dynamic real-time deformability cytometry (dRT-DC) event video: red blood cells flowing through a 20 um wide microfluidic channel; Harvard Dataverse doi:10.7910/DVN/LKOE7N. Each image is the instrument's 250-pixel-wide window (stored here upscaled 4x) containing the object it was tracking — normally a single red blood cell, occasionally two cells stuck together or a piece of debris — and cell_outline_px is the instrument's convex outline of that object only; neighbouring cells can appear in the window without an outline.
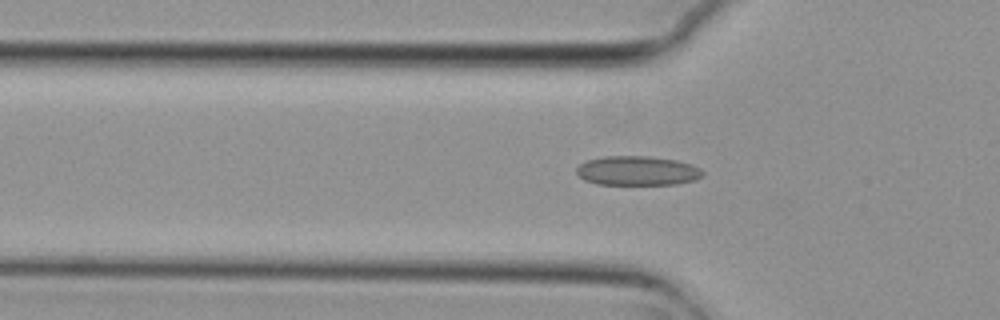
{"species": "common noctule bat (a hibernating species)", "species_latin": "Nyctalus noctula", "temperature_condition": "cold", "stored_images_in_passage": 48, "camera_frame_rate_fps": 3000, "um_per_image_px": 0.085, "animal": {"sex": "female", "body_mass_g": 29.2, "forearm_length_mm": 56.3}, "frame": {"image": 1, "passage_image": 18, "time_ms": 5.667, "image_size_px": [1000, 320], "cell_outline_px": [[704, 176], [696, 180], [676, 184], [596, 184], [584, 180], [576, 172], [576, 168], [580, 164], [588, 160], [604, 156], [648, 156], [676, 160], [692, 164], [700, 168], [704, 172]], "centroid_in_image_um": [54.21, 14.51], "position_along_channel_um": 71.6, "area_um2": 21.68}}
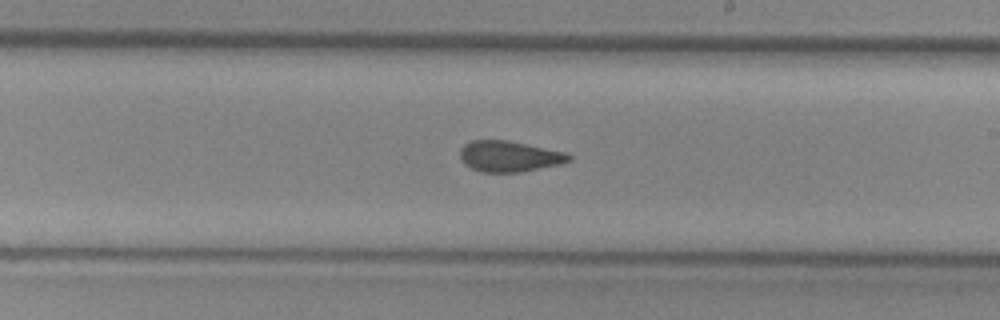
{"frame": {"image": 2, "passage_image": 32, "time_ms": 10.333, "image_size_px": [1000, 320], "cell_outline_px": [[572, 160], [564, 164], [520, 172], [480, 172], [464, 164], [460, 160], [460, 148], [464, 144], [472, 140], [508, 140], [568, 152], [572, 156]], "centroid_in_image_um": [43.33, 13.29], "position_along_channel_um": 245.7, "area_um2": 20.0}}
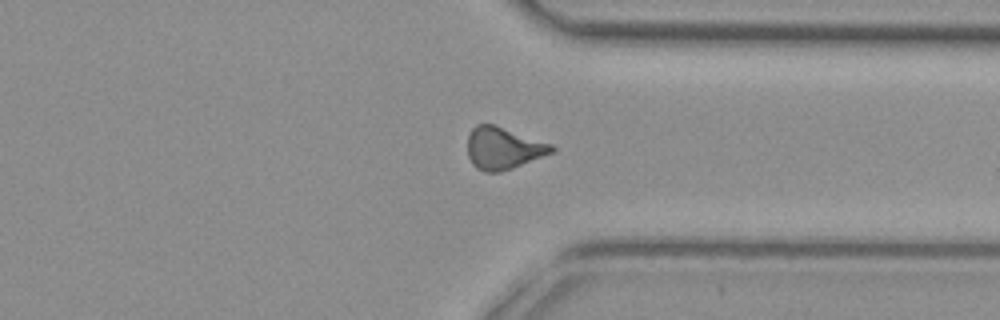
{"frame": {"image": 3, "passage_image": 42, "time_ms": 13.667, "image_size_px": [1000, 320], "cell_outline_px": [[556, 148], [552, 152], [512, 168], [500, 172], [484, 172], [476, 168], [472, 164], [468, 156], [468, 136], [472, 128], [476, 124], [496, 124], [552, 144]], "centroid_in_image_um": [42.75, 12.58], "position_along_channel_um": 368.6, "area_um2": 20.63}, "authors_computed_cell_mechanics": {"area_um2": 20.519, "velocity_mm_per_s": 3.7197, "shape_relaxation_time_tau1_ms": null, "shape_relaxation_time_tau2_ms": 2.6337, "deformation_change_tau1": null, "deformation_change_tau2": 0.0789}}